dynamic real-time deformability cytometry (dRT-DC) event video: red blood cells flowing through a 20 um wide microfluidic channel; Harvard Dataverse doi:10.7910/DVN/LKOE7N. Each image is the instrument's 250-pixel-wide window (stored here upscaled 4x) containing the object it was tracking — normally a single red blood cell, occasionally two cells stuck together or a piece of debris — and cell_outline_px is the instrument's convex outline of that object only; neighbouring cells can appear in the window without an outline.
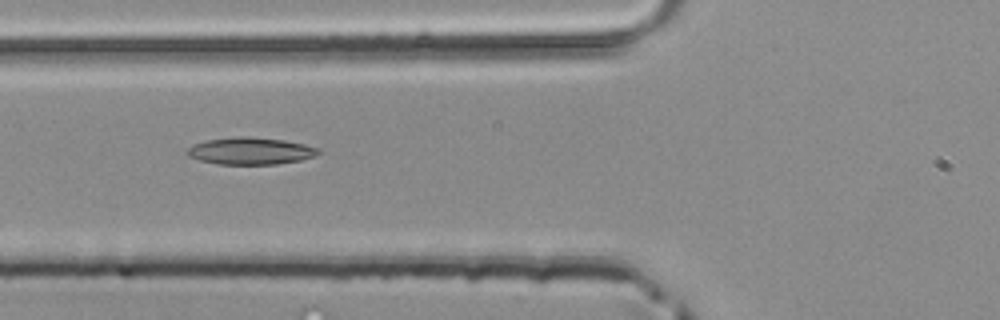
{"species": "common noctule bat (a hibernating species)", "species_latin": "Nyctalus noctula", "temperature_condition": "room temperature", "stored_images_in_passage": 35, "camera_frame_rate_fps": 3000, "um_per_image_px": 0.085, "animal": {"sex": "male", "body_mass_g": 20.4}, "frame": {"image": 1, "passage_image": 6, "time_ms": 1.667, "image_size_px": [1000, 320], "cell_outline_px": [[320, 152], [316, 156], [300, 160], [276, 164], [220, 164], [200, 160], [188, 156], [184, 152], [192, 144], [204, 140], [232, 136], [248, 136], [284, 140], [304, 144], [320, 148]], "centroid_in_image_um": [21.26, 12.82], "position_along_channel_um": 104.5, "area_um2": 20.92}}
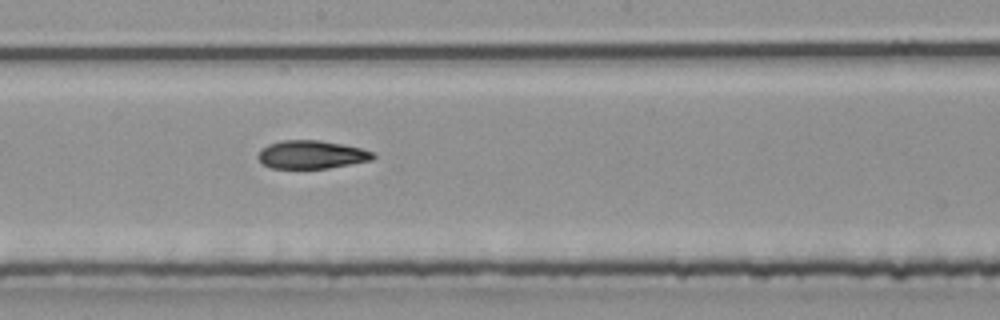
{"frame": {"image": 2, "passage_image": 14, "time_ms": 4.333, "image_size_px": [1000, 320], "cell_outline_px": [[376, 156], [372, 160], [328, 168], [272, 168], [264, 164], [256, 156], [268, 144], [280, 140], [320, 140], [360, 148], [372, 152]], "centroid_in_image_um": [26.47, 13.14], "position_along_channel_um": 221.7, "area_um2": 18.67}}
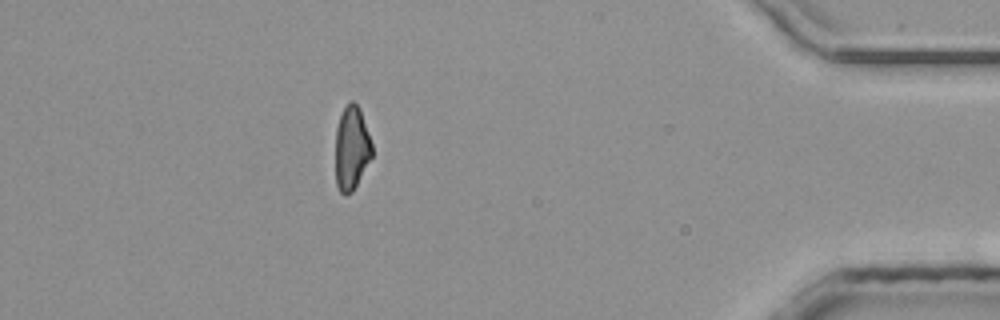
{"frame": {"image": 3, "passage_image": 30, "time_ms": 9.667, "image_size_px": [1000, 320], "cell_outline_px": [[372, 156], [352, 192], [344, 196], [340, 192], [336, 184], [336, 128], [340, 116], [344, 108], [352, 100], [360, 108], [372, 144]], "centroid_in_image_um": [29.88, 12.6], "position_along_channel_um": 405.3, "area_um2": 17.69}}